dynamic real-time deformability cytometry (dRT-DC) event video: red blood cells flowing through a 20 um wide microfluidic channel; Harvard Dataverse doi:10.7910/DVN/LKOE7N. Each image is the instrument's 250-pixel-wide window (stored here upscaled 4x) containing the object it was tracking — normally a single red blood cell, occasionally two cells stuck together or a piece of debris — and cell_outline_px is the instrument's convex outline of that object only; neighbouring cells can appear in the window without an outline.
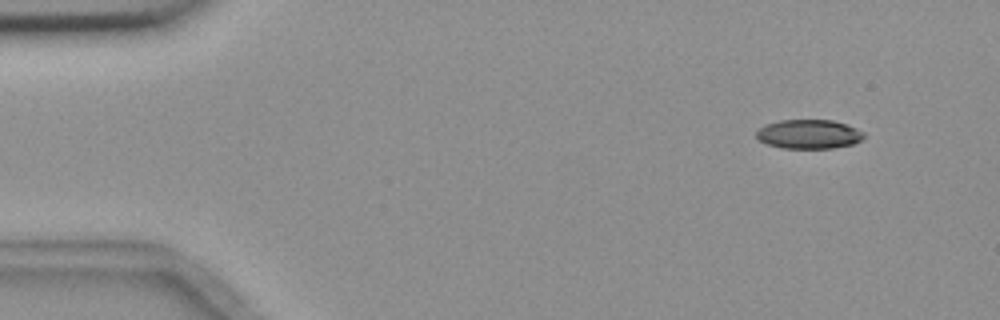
{"species": "common noctule bat (a hibernating species)", "species_latin": "Nyctalus noctula", "temperature_condition": "room temperature", "stored_images_in_passage": 4, "camera_frame_rate_fps": 3000, "um_per_image_px": 0.085, "animal": {"sex": "female", "body_mass_g": 18.4}, "frame": {"image": 1, "passage_image": 1, "time_ms": 0.0, "image_size_px": [1000, 320], "cell_outline_px": [[864, 136], [860, 140], [852, 144], [832, 148], [780, 148], [768, 144], [760, 140], [756, 136], [756, 132], [764, 124], [780, 120], [832, 120], [856, 128], [864, 132]], "centroid_in_image_um": [68.73, 11.4], "position_along_channel_um": 16.3, "area_um2": 18.15}}